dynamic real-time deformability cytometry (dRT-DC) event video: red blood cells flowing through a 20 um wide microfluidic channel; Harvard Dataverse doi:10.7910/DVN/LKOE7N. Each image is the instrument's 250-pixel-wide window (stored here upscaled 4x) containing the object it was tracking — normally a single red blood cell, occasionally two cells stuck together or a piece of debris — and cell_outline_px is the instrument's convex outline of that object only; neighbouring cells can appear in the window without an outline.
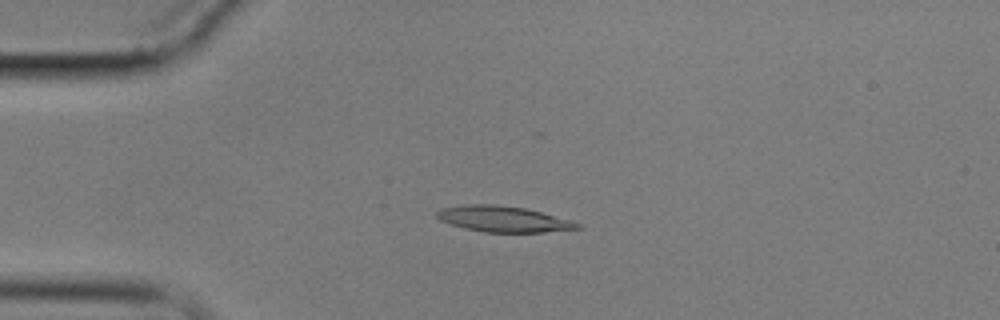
{"species": "common noctule bat (a hibernating species)", "species_latin": "Nyctalus noctula", "temperature_condition": "cold", "stored_images_in_passage": 3, "camera_frame_rate_fps": 3000, "um_per_image_px": 0.085, "animal": {"sex": "male", "body_mass_g": 17.9}, "frame": {"image": 1, "passage_image": 3, "time_ms": 3.667, "image_size_px": [1000, 320], "cell_outline_px": [[584, 228], [544, 232], [484, 232], [452, 224], [440, 220], [436, 216], [436, 212], [440, 208], [464, 204], [492, 204], [524, 208], [540, 212], [568, 220], [580, 224]], "centroid_in_image_um": [42.75, 18.61], "position_along_channel_um": 42.2, "area_um2": 20.87}}